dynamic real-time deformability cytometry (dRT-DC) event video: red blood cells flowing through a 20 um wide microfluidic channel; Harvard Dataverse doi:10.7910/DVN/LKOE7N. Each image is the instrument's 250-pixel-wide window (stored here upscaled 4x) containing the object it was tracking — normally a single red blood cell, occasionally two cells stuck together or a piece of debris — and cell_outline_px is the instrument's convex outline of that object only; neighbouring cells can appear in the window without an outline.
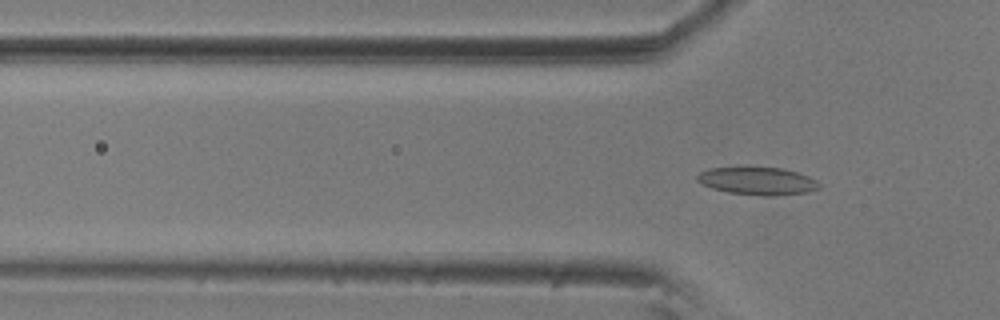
{"species": "common noctule bat (a hibernating species)", "species_latin": "Nyctalus noctula", "temperature_condition": "room temperature", "stored_images_in_passage": 3, "camera_frame_rate_fps": 3000, "um_per_image_px": 0.085, "animal": {"sex": "male", "body_mass_g": 20.5, "forearm_length_mm": 52.5}, "frame": {"image": 1, "passage_image": 3, "time_ms": 0.667, "image_size_px": [1000, 320], "cell_outline_px": [[820, 188], [808, 192], [776, 196], [760, 196], [728, 192], [712, 188], [696, 180], [696, 176], [700, 172], [708, 168], [780, 168], [796, 172], [808, 176], [816, 180], [820, 184]], "centroid_in_image_um": [64.41, 15.4], "position_along_channel_um": 61.4, "area_um2": 19.54}}